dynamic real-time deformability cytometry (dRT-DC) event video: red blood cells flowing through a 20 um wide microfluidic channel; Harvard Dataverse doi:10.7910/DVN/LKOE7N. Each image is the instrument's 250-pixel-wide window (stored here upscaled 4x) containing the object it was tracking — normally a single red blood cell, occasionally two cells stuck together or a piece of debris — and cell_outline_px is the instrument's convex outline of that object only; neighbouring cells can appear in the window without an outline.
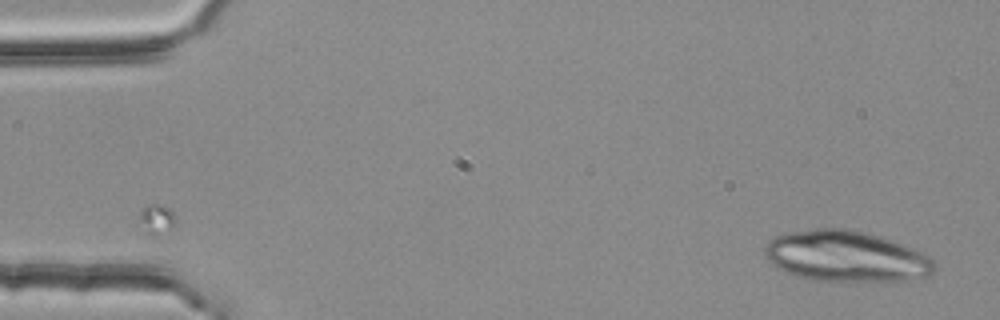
{"species": "common noctule bat (a hibernating species)", "species_latin": "Nyctalus noctula", "temperature_condition": "room temperature", "stored_images_in_passage": 21, "camera_frame_rate_fps": 3000, "um_per_image_px": 0.085, "animal": {"sex": "female", "body_mass_g": 25.1}, "frame": {"image": 1, "passage_image": 1, "time_ms": 0.0, "image_size_px": [1000, 320], "cell_outline_px": [[936, 272], [928, 276], [900, 280], [812, 280], [784, 272], [776, 268], [764, 256], [764, 248], [768, 240], [776, 236], [788, 232], [816, 228], [844, 228], [880, 236], [912, 248], [928, 256], [936, 264]], "centroid_in_image_um": [71.87, 21.77], "position_along_channel_um": 13.1, "area_um2": 50.05}}